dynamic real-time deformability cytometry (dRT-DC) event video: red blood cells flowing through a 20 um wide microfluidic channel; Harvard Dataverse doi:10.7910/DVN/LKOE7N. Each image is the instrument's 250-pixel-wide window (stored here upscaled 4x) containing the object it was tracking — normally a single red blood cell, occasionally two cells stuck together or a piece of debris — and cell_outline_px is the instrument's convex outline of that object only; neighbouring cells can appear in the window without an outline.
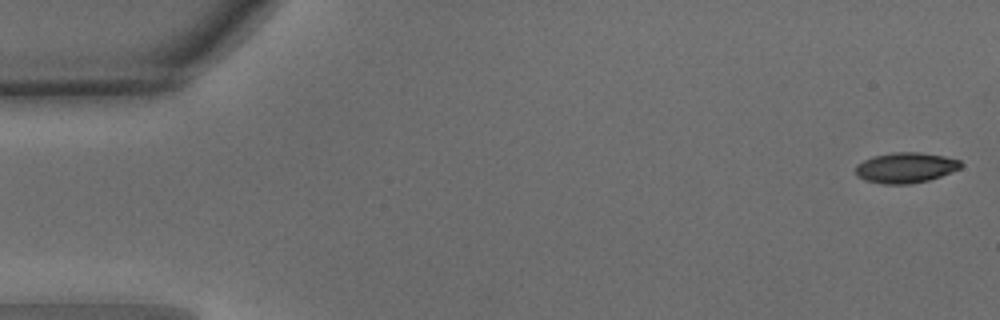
{"species": "common noctule bat (a hibernating species)", "species_latin": "Nyctalus noctula", "temperature_condition": "warm", "stored_images_in_passage": 50, "camera_frame_rate_fps": 3000, "um_per_image_px": 0.085, "animal": {"sex": "male", "body_mass_g": 15.6}, "frame": {"image": 1, "passage_image": 1, "time_ms": 0.0, "image_size_px": [1000, 320], "cell_outline_px": [[964, 164], [960, 168], [940, 176], [928, 180], [908, 184], [884, 184], [864, 180], [856, 176], [856, 164], [872, 156], [892, 152], [920, 152], [944, 156], [960, 160]], "centroid_in_image_um": [76.96, 14.24], "position_along_channel_um": 8.0, "area_um2": 18.73}}
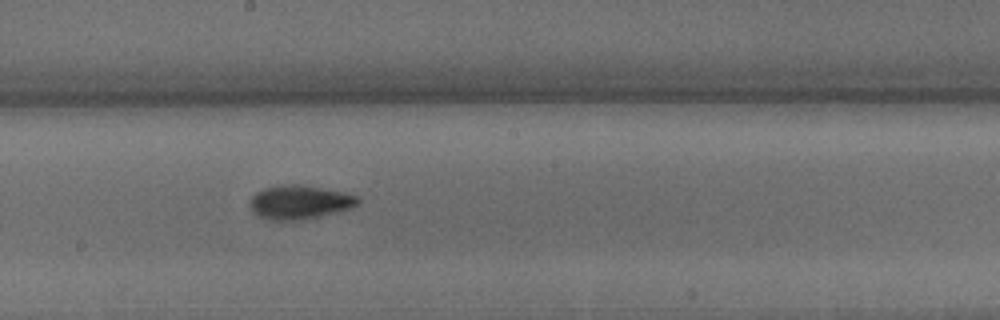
{"frame": {"image": 2, "passage_image": 27, "time_ms": 8.667, "image_size_px": [1000, 320], "cell_outline_px": [[360, 204], [352, 208], [320, 216], [300, 220], [268, 220], [256, 216], [248, 200], [256, 192], [264, 188], [292, 184], [296, 184], [344, 192], [360, 196]], "centroid_in_image_um": [25.48, 17.2], "position_along_channel_um": 222.7, "area_um2": 21.33}}
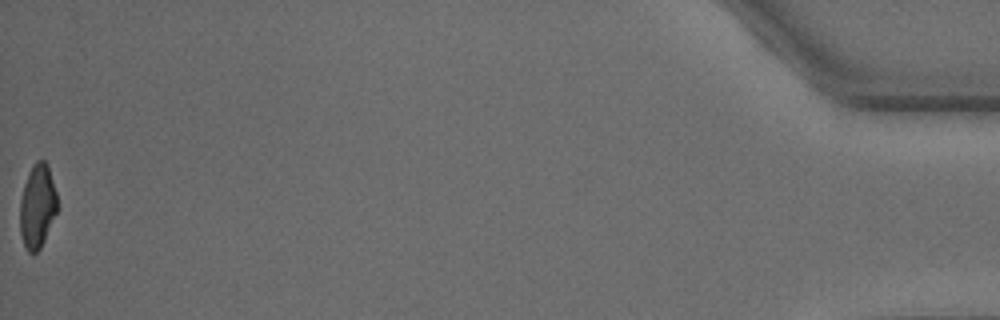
{"frame": {"image": 3, "passage_image": 50, "time_ms": 16.333, "image_size_px": [1000, 320], "cell_outline_px": [[60, 208], [40, 248], [36, 252], [28, 252], [24, 244], [20, 232], [20, 200], [24, 184], [28, 172], [32, 164], [36, 160], [44, 160], [48, 164], [56, 192]], "centroid_in_image_um": [3.2, 17.49], "position_along_channel_um": 432.0, "area_um2": 18.55}, "authors_computed_cell_mechanics": {"area_um2": 19.5653, "velocity_mm_per_s": 4.0483, "shape_relaxation_time_tau1_ms": 3.2431, "shape_relaxation_time_tau2_ms": 1.6646, "deformation_change_tau1": 0.161, "deformation_change_tau2": 0.0861}}